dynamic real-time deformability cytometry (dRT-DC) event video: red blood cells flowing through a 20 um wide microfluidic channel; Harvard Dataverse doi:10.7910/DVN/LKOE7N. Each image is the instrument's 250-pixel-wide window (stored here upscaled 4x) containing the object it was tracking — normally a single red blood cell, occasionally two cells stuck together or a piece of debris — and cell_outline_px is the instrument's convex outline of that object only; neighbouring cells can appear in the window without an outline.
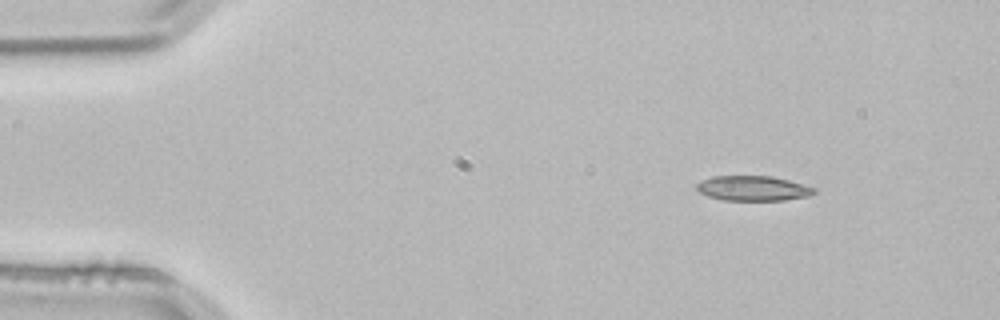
{"species": "common noctule bat (a hibernating species)", "species_latin": "Nyctalus noctula", "temperature_condition": "room temperature", "stored_images_in_passage": 3, "camera_frame_rate_fps": 3000, "um_per_image_px": 0.085, "animal": {"sex": "male", "body_mass_g": 21.5, "forearm_length_mm": 52.0}, "frame": {"image": 1, "passage_image": 1, "time_ms": 0.0, "image_size_px": [1000, 320], "cell_outline_px": [[816, 192], [808, 196], [784, 200], [724, 200], [708, 196], [700, 192], [696, 188], [696, 184], [700, 180], [712, 176], [772, 176], [788, 180], [816, 188]], "centroid_in_image_um": [63.98, 16.0], "position_along_channel_um": 21.0, "area_um2": 17.05}}